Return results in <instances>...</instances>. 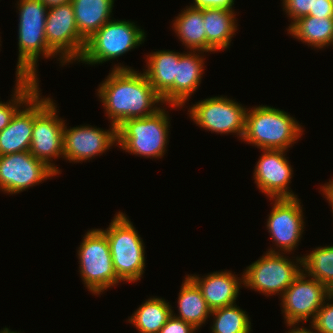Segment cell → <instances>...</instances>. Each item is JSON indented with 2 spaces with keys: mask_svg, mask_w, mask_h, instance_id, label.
<instances>
[{
  "mask_svg": "<svg viewBox=\"0 0 333 333\" xmlns=\"http://www.w3.org/2000/svg\"><path fill=\"white\" fill-rule=\"evenodd\" d=\"M119 65L97 90L110 123L116 127L128 119L150 116L161 109L156 103L164 104L144 73Z\"/></svg>",
  "mask_w": 333,
  "mask_h": 333,
  "instance_id": "6da1fadb",
  "label": "cell"
},
{
  "mask_svg": "<svg viewBox=\"0 0 333 333\" xmlns=\"http://www.w3.org/2000/svg\"><path fill=\"white\" fill-rule=\"evenodd\" d=\"M18 62L16 80L37 78V62L42 54L45 58L56 54L48 47L45 25L48 8L40 0H19Z\"/></svg>",
  "mask_w": 333,
  "mask_h": 333,
  "instance_id": "7a4b0ae2",
  "label": "cell"
},
{
  "mask_svg": "<svg viewBox=\"0 0 333 333\" xmlns=\"http://www.w3.org/2000/svg\"><path fill=\"white\" fill-rule=\"evenodd\" d=\"M248 110L242 140L260 150L287 151L302 135V126L283 110L266 105Z\"/></svg>",
  "mask_w": 333,
  "mask_h": 333,
  "instance_id": "3957f363",
  "label": "cell"
},
{
  "mask_svg": "<svg viewBox=\"0 0 333 333\" xmlns=\"http://www.w3.org/2000/svg\"><path fill=\"white\" fill-rule=\"evenodd\" d=\"M100 230L108 239L117 278L130 283L140 280L145 270V246L128 216L119 211L109 227Z\"/></svg>",
  "mask_w": 333,
  "mask_h": 333,
  "instance_id": "277c9868",
  "label": "cell"
},
{
  "mask_svg": "<svg viewBox=\"0 0 333 333\" xmlns=\"http://www.w3.org/2000/svg\"><path fill=\"white\" fill-rule=\"evenodd\" d=\"M169 124L163 108L150 116L125 120L117 127L116 145L137 156L161 158L167 151Z\"/></svg>",
  "mask_w": 333,
  "mask_h": 333,
  "instance_id": "5b68a950",
  "label": "cell"
},
{
  "mask_svg": "<svg viewBox=\"0 0 333 333\" xmlns=\"http://www.w3.org/2000/svg\"><path fill=\"white\" fill-rule=\"evenodd\" d=\"M40 92L38 90L33 95V129L29 151L58 175L60 170L52 161L57 157H63L65 123L58 118L57 105L53 99L42 98Z\"/></svg>",
  "mask_w": 333,
  "mask_h": 333,
  "instance_id": "8992f818",
  "label": "cell"
},
{
  "mask_svg": "<svg viewBox=\"0 0 333 333\" xmlns=\"http://www.w3.org/2000/svg\"><path fill=\"white\" fill-rule=\"evenodd\" d=\"M134 22L110 20L86 40L81 59L85 64H100L117 59L145 41V32Z\"/></svg>",
  "mask_w": 333,
  "mask_h": 333,
  "instance_id": "52a82bcc",
  "label": "cell"
},
{
  "mask_svg": "<svg viewBox=\"0 0 333 333\" xmlns=\"http://www.w3.org/2000/svg\"><path fill=\"white\" fill-rule=\"evenodd\" d=\"M83 238L77 252L80 275L87 289L100 295L121 281L114 270L106 235L100 229H93Z\"/></svg>",
  "mask_w": 333,
  "mask_h": 333,
  "instance_id": "ba28073f",
  "label": "cell"
},
{
  "mask_svg": "<svg viewBox=\"0 0 333 333\" xmlns=\"http://www.w3.org/2000/svg\"><path fill=\"white\" fill-rule=\"evenodd\" d=\"M271 249L246 267L242 274L243 285L266 296H281L302 272V258L297 257L295 263L284 256L285 253Z\"/></svg>",
  "mask_w": 333,
  "mask_h": 333,
  "instance_id": "9c48e42d",
  "label": "cell"
},
{
  "mask_svg": "<svg viewBox=\"0 0 333 333\" xmlns=\"http://www.w3.org/2000/svg\"><path fill=\"white\" fill-rule=\"evenodd\" d=\"M45 35L48 47L60 57L62 66L81 59L86 40L78 32L71 2L48 8Z\"/></svg>",
  "mask_w": 333,
  "mask_h": 333,
  "instance_id": "30bf717a",
  "label": "cell"
},
{
  "mask_svg": "<svg viewBox=\"0 0 333 333\" xmlns=\"http://www.w3.org/2000/svg\"><path fill=\"white\" fill-rule=\"evenodd\" d=\"M197 126L212 133H235L242 140L245 134L247 108L223 96L201 100L188 109Z\"/></svg>",
  "mask_w": 333,
  "mask_h": 333,
  "instance_id": "8fae6325",
  "label": "cell"
},
{
  "mask_svg": "<svg viewBox=\"0 0 333 333\" xmlns=\"http://www.w3.org/2000/svg\"><path fill=\"white\" fill-rule=\"evenodd\" d=\"M307 277L309 279H307ZM302 271L281 295L285 323L297 324L314 320L316 313L333 293L321 282ZM311 317V318H309ZM304 321V322H303Z\"/></svg>",
  "mask_w": 333,
  "mask_h": 333,
  "instance_id": "7c38bea8",
  "label": "cell"
},
{
  "mask_svg": "<svg viewBox=\"0 0 333 333\" xmlns=\"http://www.w3.org/2000/svg\"><path fill=\"white\" fill-rule=\"evenodd\" d=\"M57 174L30 151L0 156V190L16 194Z\"/></svg>",
  "mask_w": 333,
  "mask_h": 333,
  "instance_id": "4fadbf2b",
  "label": "cell"
},
{
  "mask_svg": "<svg viewBox=\"0 0 333 333\" xmlns=\"http://www.w3.org/2000/svg\"><path fill=\"white\" fill-rule=\"evenodd\" d=\"M274 206L267 219V230L279 253H290L301 240L304 220L301 202L296 198H271Z\"/></svg>",
  "mask_w": 333,
  "mask_h": 333,
  "instance_id": "5bb4252c",
  "label": "cell"
},
{
  "mask_svg": "<svg viewBox=\"0 0 333 333\" xmlns=\"http://www.w3.org/2000/svg\"><path fill=\"white\" fill-rule=\"evenodd\" d=\"M117 144V127L111 124L109 130H103L91 125H80L63 132V158L70 162L79 163L94 159Z\"/></svg>",
  "mask_w": 333,
  "mask_h": 333,
  "instance_id": "9a60e30c",
  "label": "cell"
},
{
  "mask_svg": "<svg viewBox=\"0 0 333 333\" xmlns=\"http://www.w3.org/2000/svg\"><path fill=\"white\" fill-rule=\"evenodd\" d=\"M262 152L253 175L257 188L270 199L296 198L288 189L293 168L285 157L286 150L263 149Z\"/></svg>",
  "mask_w": 333,
  "mask_h": 333,
  "instance_id": "2e32d148",
  "label": "cell"
},
{
  "mask_svg": "<svg viewBox=\"0 0 333 333\" xmlns=\"http://www.w3.org/2000/svg\"><path fill=\"white\" fill-rule=\"evenodd\" d=\"M188 277L198 286L212 311L235 304L243 284V277H236L230 271H216L202 276L204 278L196 274Z\"/></svg>",
  "mask_w": 333,
  "mask_h": 333,
  "instance_id": "e0dca14e",
  "label": "cell"
},
{
  "mask_svg": "<svg viewBox=\"0 0 333 333\" xmlns=\"http://www.w3.org/2000/svg\"><path fill=\"white\" fill-rule=\"evenodd\" d=\"M181 54L170 50H159L147 55L146 66L143 72L153 89L162 97L164 103L174 105V79L176 78L177 61Z\"/></svg>",
  "mask_w": 333,
  "mask_h": 333,
  "instance_id": "ac0fdd59",
  "label": "cell"
},
{
  "mask_svg": "<svg viewBox=\"0 0 333 333\" xmlns=\"http://www.w3.org/2000/svg\"><path fill=\"white\" fill-rule=\"evenodd\" d=\"M25 107V109H24ZM33 129V96L0 131V156L29 151Z\"/></svg>",
  "mask_w": 333,
  "mask_h": 333,
  "instance_id": "d6986e66",
  "label": "cell"
},
{
  "mask_svg": "<svg viewBox=\"0 0 333 333\" xmlns=\"http://www.w3.org/2000/svg\"><path fill=\"white\" fill-rule=\"evenodd\" d=\"M233 9L203 8V21L207 37V52L229 48L237 30V20Z\"/></svg>",
  "mask_w": 333,
  "mask_h": 333,
  "instance_id": "ffe728a7",
  "label": "cell"
},
{
  "mask_svg": "<svg viewBox=\"0 0 333 333\" xmlns=\"http://www.w3.org/2000/svg\"><path fill=\"white\" fill-rule=\"evenodd\" d=\"M189 51L181 53L177 61L176 78L174 79V105L184 106L197 90L204 73V52ZM201 56V57H200ZM203 72V73H202Z\"/></svg>",
  "mask_w": 333,
  "mask_h": 333,
  "instance_id": "44dd1931",
  "label": "cell"
},
{
  "mask_svg": "<svg viewBox=\"0 0 333 333\" xmlns=\"http://www.w3.org/2000/svg\"><path fill=\"white\" fill-rule=\"evenodd\" d=\"M79 34L87 40L110 21L114 0H71Z\"/></svg>",
  "mask_w": 333,
  "mask_h": 333,
  "instance_id": "7402d4cb",
  "label": "cell"
},
{
  "mask_svg": "<svg viewBox=\"0 0 333 333\" xmlns=\"http://www.w3.org/2000/svg\"><path fill=\"white\" fill-rule=\"evenodd\" d=\"M173 30L190 51L207 52V37L203 21V8L186 7L175 17Z\"/></svg>",
  "mask_w": 333,
  "mask_h": 333,
  "instance_id": "603a6c76",
  "label": "cell"
},
{
  "mask_svg": "<svg viewBox=\"0 0 333 333\" xmlns=\"http://www.w3.org/2000/svg\"><path fill=\"white\" fill-rule=\"evenodd\" d=\"M177 303L179 314L177 316L172 310V315L194 325L197 329L206 323L212 313L200 289L187 275L182 282Z\"/></svg>",
  "mask_w": 333,
  "mask_h": 333,
  "instance_id": "cb8c5ba5",
  "label": "cell"
},
{
  "mask_svg": "<svg viewBox=\"0 0 333 333\" xmlns=\"http://www.w3.org/2000/svg\"><path fill=\"white\" fill-rule=\"evenodd\" d=\"M286 30L293 38L316 49L333 45V17L304 16Z\"/></svg>",
  "mask_w": 333,
  "mask_h": 333,
  "instance_id": "d4e9b609",
  "label": "cell"
},
{
  "mask_svg": "<svg viewBox=\"0 0 333 333\" xmlns=\"http://www.w3.org/2000/svg\"><path fill=\"white\" fill-rule=\"evenodd\" d=\"M172 306L163 298L150 297L129 317L139 333H158L172 315Z\"/></svg>",
  "mask_w": 333,
  "mask_h": 333,
  "instance_id": "484cf974",
  "label": "cell"
},
{
  "mask_svg": "<svg viewBox=\"0 0 333 333\" xmlns=\"http://www.w3.org/2000/svg\"><path fill=\"white\" fill-rule=\"evenodd\" d=\"M302 258V271L333 293V246L317 247Z\"/></svg>",
  "mask_w": 333,
  "mask_h": 333,
  "instance_id": "4316f807",
  "label": "cell"
},
{
  "mask_svg": "<svg viewBox=\"0 0 333 333\" xmlns=\"http://www.w3.org/2000/svg\"><path fill=\"white\" fill-rule=\"evenodd\" d=\"M211 333H251V322L246 311L236 303L212 311Z\"/></svg>",
  "mask_w": 333,
  "mask_h": 333,
  "instance_id": "83f0119b",
  "label": "cell"
},
{
  "mask_svg": "<svg viewBox=\"0 0 333 333\" xmlns=\"http://www.w3.org/2000/svg\"><path fill=\"white\" fill-rule=\"evenodd\" d=\"M38 79L23 78L16 81L14 95L9 102L0 101V131H2L10 122L19 108L40 89ZM21 106V107H20Z\"/></svg>",
  "mask_w": 333,
  "mask_h": 333,
  "instance_id": "f1b7e54d",
  "label": "cell"
},
{
  "mask_svg": "<svg viewBox=\"0 0 333 333\" xmlns=\"http://www.w3.org/2000/svg\"><path fill=\"white\" fill-rule=\"evenodd\" d=\"M329 300L333 301V294L325 301L311 322V328L317 333H333V303H327Z\"/></svg>",
  "mask_w": 333,
  "mask_h": 333,
  "instance_id": "f546056e",
  "label": "cell"
},
{
  "mask_svg": "<svg viewBox=\"0 0 333 333\" xmlns=\"http://www.w3.org/2000/svg\"><path fill=\"white\" fill-rule=\"evenodd\" d=\"M315 0H283V11L290 17V27L296 20L308 16L310 10L314 9Z\"/></svg>",
  "mask_w": 333,
  "mask_h": 333,
  "instance_id": "4dcf8cb0",
  "label": "cell"
},
{
  "mask_svg": "<svg viewBox=\"0 0 333 333\" xmlns=\"http://www.w3.org/2000/svg\"><path fill=\"white\" fill-rule=\"evenodd\" d=\"M197 328L171 315L158 333H195Z\"/></svg>",
  "mask_w": 333,
  "mask_h": 333,
  "instance_id": "1f68e13d",
  "label": "cell"
},
{
  "mask_svg": "<svg viewBox=\"0 0 333 333\" xmlns=\"http://www.w3.org/2000/svg\"><path fill=\"white\" fill-rule=\"evenodd\" d=\"M308 16L333 17V3L331 0H315L314 9L310 10Z\"/></svg>",
  "mask_w": 333,
  "mask_h": 333,
  "instance_id": "d6a6232c",
  "label": "cell"
},
{
  "mask_svg": "<svg viewBox=\"0 0 333 333\" xmlns=\"http://www.w3.org/2000/svg\"><path fill=\"white\" fill-rule=\"evenodd\" d=\"M235 0H193V4L190 6L197 9L202 8H225V9H233Z\"/></svg>",
  "mask_w": 333,
  "mask_h": 333,
  "instance_id": "836d02e7",
  "label": "cell"
},
{
  "mask_svg": "<svg viewBox=\"0 0 333 333\" xmlns=\"http://www.w3.org/2000/svg\"><path fill=\"white\" fill-rule=\"evenodd\" d=\"M297 324H288V326L289 327H293V328H290L291 330H289L288 331V333H317L316 331H315V329L314 330H309V329H306V328H304V327H301V326H296ZM315 331V332H314Z\"/></svg>",
  "mask_w": 333,
  "mask_h": 333,
  "instance_id": "e575fe53",
  "label": "cell"
},
{
  "mask_svg": "<svg viewBox=\"0 0 333 333\" xmlns=\"http://www.w3.org/2000/svg\"><path fill=\"white\" fill-rule=\"evenodd\" d=\"M40 1H42L47 8L71 2V0H40Z\"/></svg>",
  "mask_w": 333,
  "mask_h": 333,
  "instance_id": "d590c367",
  "label": "cell"
},
{
  "mask_svg": "<svg viewBox=\"0 0 333 333\" xmlns=\"http://www.w3.org/2000/svg\"><path fill=\"white\" fill-rule=\"evenodd\" d=\"M0 333H19V332H14V331H11L9 328H3V330L0 331Z\"/></svg>",
  "mask_w": 333,
  "mask_h": 333,
  "instance_id": "8d00e7d4",
  "label": "cell"
}]
</instances>
